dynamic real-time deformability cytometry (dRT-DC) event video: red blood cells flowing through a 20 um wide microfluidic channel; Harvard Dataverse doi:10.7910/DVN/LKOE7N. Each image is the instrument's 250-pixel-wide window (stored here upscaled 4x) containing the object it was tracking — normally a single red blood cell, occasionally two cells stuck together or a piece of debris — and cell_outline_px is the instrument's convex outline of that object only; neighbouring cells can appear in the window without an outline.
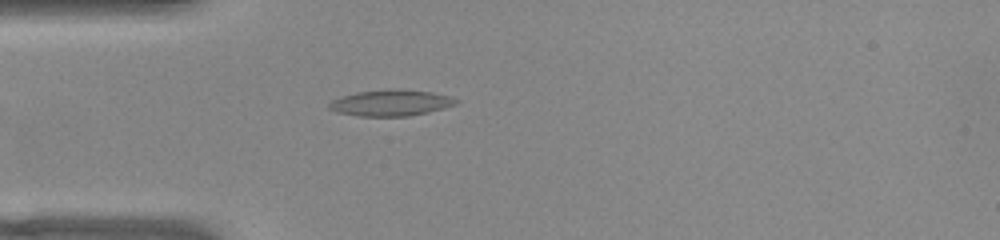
{"species": "common noctule bat (a hibernating species)", "species_latin": "Nyctalus noctula", "temperature_condition": "warm", "stored_images_in_passage": 45, "camera_frame_rate_fps": 3000, "um_per_image_px": 0.085, "animal": {"sex": "female", "body_mass_g": 22.0, "forearm_length_mm": 56.7}, "frame": {"image": 1, "passage_image": 8, "time_ms": 2.333, "image_size_px": [1000, 240], "cell_outline_px": [[460, 100], [456, 104], [444, 108], [428, 112], [408, 116], [360, 116], [336, 112], [328, 108], [328, 104], [332, 100], [340, 96], [356, 92], [432, 92], [448, 96]], "centroid_in_image_um": [33.18, 8.8], "position_along_channel_um": 51.8, "area_um2": 18.32}}
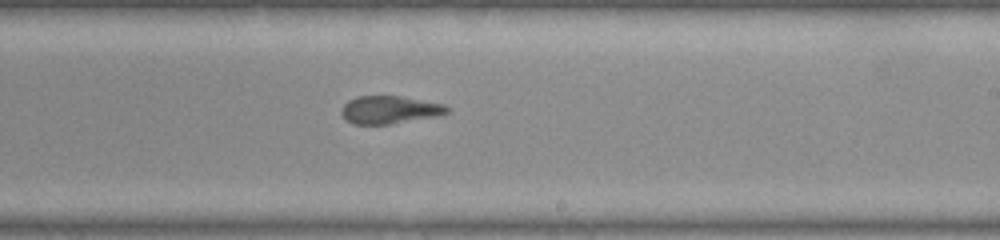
{"frame": {"image": 2, "passage_image": 24, "time_ms": 7.667, "image_size_px": [1000, 240], "cell_outline_px": [[448, 112], [440, 116], [388, 124], [352, 124], [344, 120], [340, 112], [340, 108], [348, 100], [356, 96], [400, 96], [444, 104], [448, 108]], "centroid_in_image_um": [33.07, 9.34], "position_along_channel_um": 255.9, "area_um2": 17.28}}
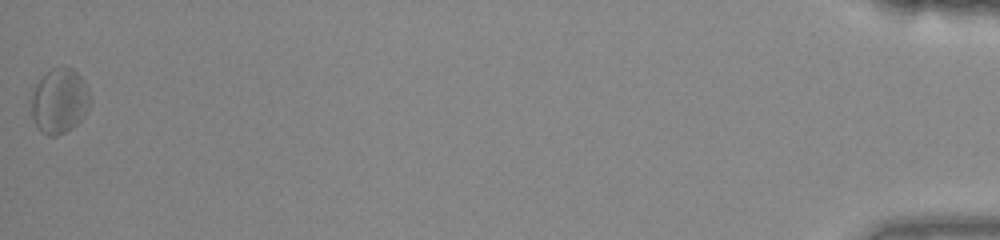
{"frame": {"image": 3, "passage_image": 45, "time_ms": 14.667, "image_size_px": [1000, 240], "cell_outline_px": [[92, 104], [84, 116], [76, 124], [64, 132], [56, 136], [48, 136], [40, 132], [32, 116], [28, 100], [36, 84], [52, 68], [60, 64], [72, 68], [84, 80], [88, 88]], "centroid_in_image_um": [5.04, 8.56], "position_along_channel_um": 430.2, "area_um2": 22.77}, "authors_computed_cell_mechanics": {"area_um2": 18.6694, "velocity_mm_per_s": 3.957, "shape_relaxation_time_tau1_ms": null, "shape_relaxation_time_tau2_ms": 2.6171, "deformation_change_tau1": null, "deformation_change_tau2": 0.1055}}